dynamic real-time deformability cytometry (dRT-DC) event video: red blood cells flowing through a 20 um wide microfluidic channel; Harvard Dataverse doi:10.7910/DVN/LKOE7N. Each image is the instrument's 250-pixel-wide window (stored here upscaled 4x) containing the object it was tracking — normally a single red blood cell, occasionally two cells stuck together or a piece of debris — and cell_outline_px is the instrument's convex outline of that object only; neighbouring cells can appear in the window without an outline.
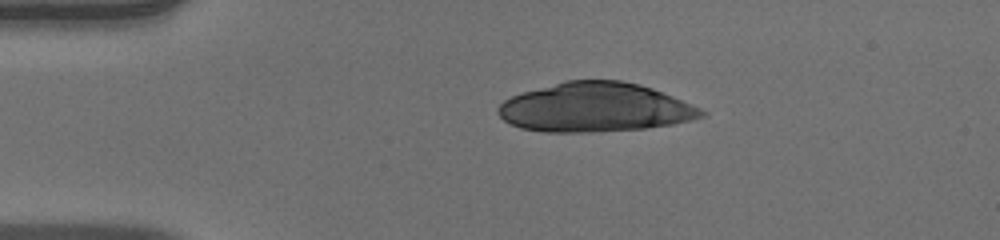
{"species": "human", "species_latin": "Homo sapiens", "temperature_condition": "warm", "stored_images_in_passage": 31, "camera_frame_rate_fps": 3000, "um_per_image_px": 0.085, "donor": {"sex": "male"}, "frame": {"image": 1, "passage_image": 1, "time_ms": 0.0, "image_size_px": [1000, 240], "cell_outline_px": [[708, 112], [704, 116], [692, 120], [672, 124], [648, 128], [600, 132], [544, 132], [520, 128], [504, 120], [496, 112], [496, 108], [504, 100], [512, 96], [524, 92], [564, 80], [620, 80], [640, 84], [652, 88], [672, 96], [700, 108]], "centroid_in_image_um": [50.58, 9.14], "position_along_channel_um": 34.4, "area_um2": 58.44}}